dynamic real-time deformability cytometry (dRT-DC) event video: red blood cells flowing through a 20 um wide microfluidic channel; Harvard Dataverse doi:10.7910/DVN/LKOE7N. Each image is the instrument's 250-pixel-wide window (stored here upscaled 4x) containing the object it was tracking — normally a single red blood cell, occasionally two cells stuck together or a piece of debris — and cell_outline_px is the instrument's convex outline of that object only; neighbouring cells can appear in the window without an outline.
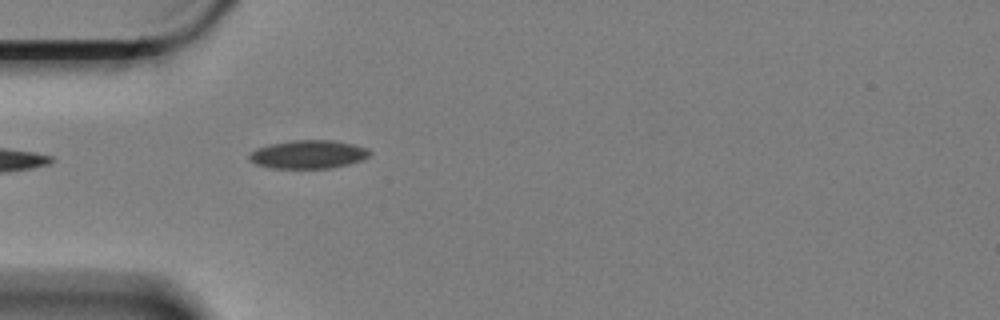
{"species": "Egyptian fruit bat (a non-hibernating species)", "species_latin": "Rousettus aegyptiacus", "temperature_condition": "cold", "stored_images_in_passage": 1, "camera_frame_rate_fps": 3000, "um_per_image_px": 0.085, "animal": {"sex": "female"}, "frame": {"image": 1, "passage_image": 1, "time_ms": 0.0, "image_size_px": [1000, 320], "cell_outline_px": [[372, 152], [368, 156], [360, 160], [348, 164], [332, 168], [272, 168], [256, 164], [248, 160], [248, 156], [256, 148], [268, 144], [292, 140], [332, 140], [352, 144], [368, 148]], "centroid_in_image_um": [26.18, 13.12], "position_along_channel_um": 58.8, "area_um2": 19.94}}